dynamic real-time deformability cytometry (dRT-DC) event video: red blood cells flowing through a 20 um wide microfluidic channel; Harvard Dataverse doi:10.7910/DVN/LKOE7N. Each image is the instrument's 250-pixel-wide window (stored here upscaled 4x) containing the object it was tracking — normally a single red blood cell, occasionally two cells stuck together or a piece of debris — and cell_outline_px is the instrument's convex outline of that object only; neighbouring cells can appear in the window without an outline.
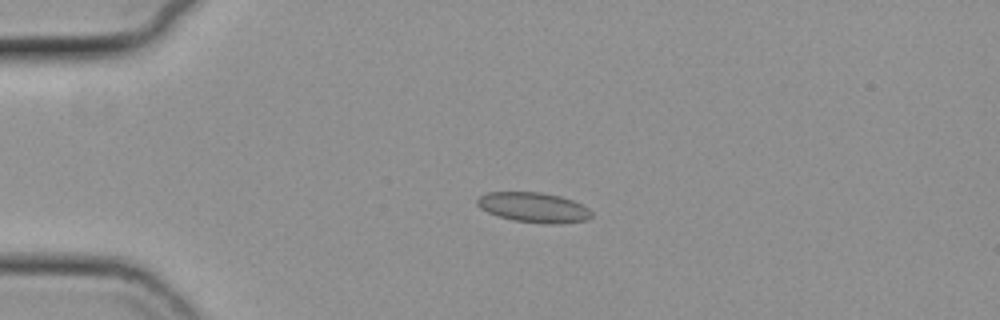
{"species": "common noctule bat (a hibernating species)", "species_latin": "Nyctalus noctula", "temperature_condition": "cold", "stored_images_in_passage": 58, "camera_frame_rate_fps": 3000, "um_per_image_px": 0.085, "animal": {"sex": "female", "body_mass_g": 19.3, "forearm_length_mm": 54.1}, "frame": {"image": 1, "passage_image": 15, "time_ms": 4.667, "image_size_px": [1000, 320], "cell_outline_px": [[592, 216], [588, 220], [556, 224], [544, 224], [512, 220], [488, 212], [480, 208], [476, 204], [476, 200], [480, 196], [488, 192], [540, 192], [560, 196], [572, 200], [588, 208], [592, 212]], "centroid_in_image_um": [45.36, 17.63], "position_along_channel_um": 39.6, "area_um2": 20.0}}
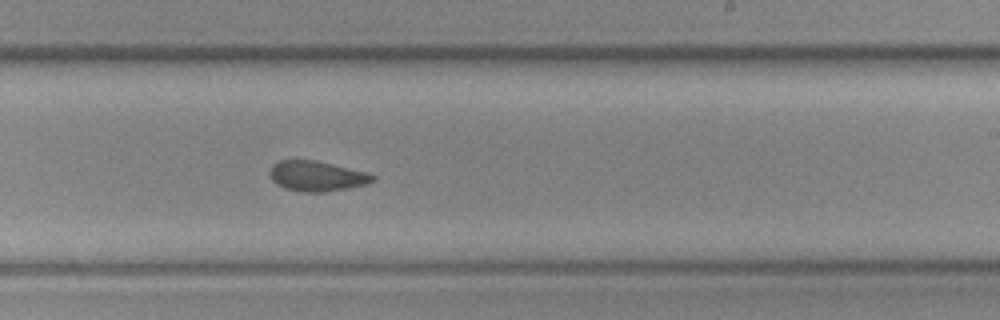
{"frame": {"image": 2, "passage_image": 36, "time_ms": 11.667, "image_size_px": [1000, 320], "cell_outline_px": [[376, 180], [364, 184], [348, 188], [324, 192], [300, 192], [284, 188], [276, 184], [268, 176], [268, 172], [272, 164], [280, 160], [316, 160], [368, 172], [376, 176]], "centroid_in_image_um": [26.89, 14.96], "position_along_channel_um": 262.1, "area_um2": 18.38}}
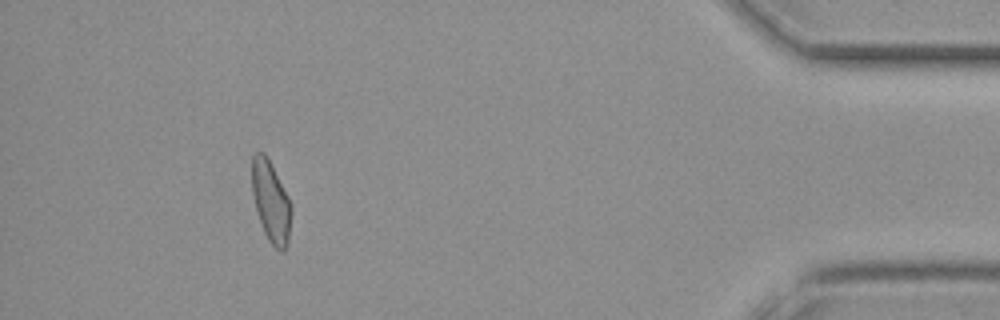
{"frame": {"image": 3, "passage_image": 53, "time_ms": 17.333, "image_size_px": [1000, 320], "cell_outline_px": [[292, 212], [288, 244], [284, 252], [280, 252], [268, 240], [264, 232], [256, 208], [252, 192], [252, 156], [256, 152], [264, 152], [288, 196], [292, 208]], "centroid_in_image_um": [23.04, 17.18], "position_along_channel_um": 412.2, "area_um2": 18.44}, "authors_computed_cell_mechanics": {"area_um2": 19.1318, "velocity_mm_per_s": 3.7075, "shape_relaxation_time_tau1_ms": null, "shape_relaxation_time_tau2_ms": 1.6796, "deformation_change_tau1": null, "deformation_change_tau2": 0.0781}}